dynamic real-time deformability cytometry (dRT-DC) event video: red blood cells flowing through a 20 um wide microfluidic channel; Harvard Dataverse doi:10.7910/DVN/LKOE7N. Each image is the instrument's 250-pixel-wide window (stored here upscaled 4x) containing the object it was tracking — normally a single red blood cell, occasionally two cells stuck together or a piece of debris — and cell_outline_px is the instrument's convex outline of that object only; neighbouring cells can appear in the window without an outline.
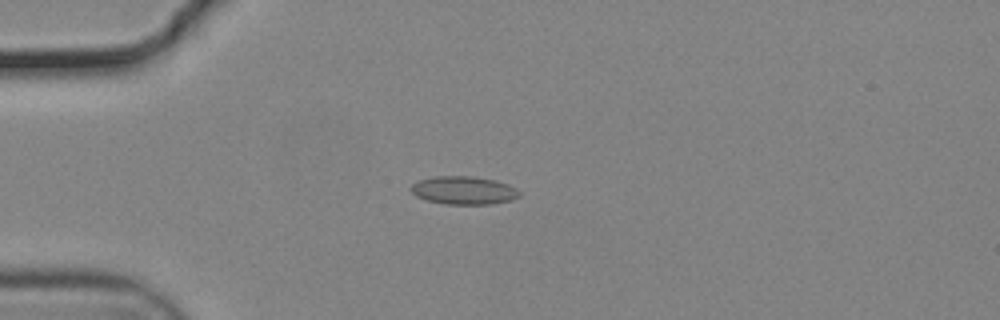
{"species": "common noctule bat (a hibernating species)", "species_latin": "Nyctalus noctula", "temperature_condition": "cold", "stored_images_in_passage": 19, "camera_frame_rate_fps": 3000, "um_per_image_px": 0.085, "animal": {"sex": "male", "body_mass_g": 19.2, "forearm_length_mm": 51.8}, "frame": {"image": 1, "passage_image": 16, "time_ms": 5.0, "image_size_px": [1000, 320], "cell_outline_px": [[520, 196], [512, 200], [492, 204], [444, 204], [428, 200], [416, 196], [408, 188], [412, 184], [420, 180], [436, 176], [472, 176], [492, 180], [508, 184], [516, 188], [520, 192]], "centroid_in_image_um": [39.42, 16.18], "position_along_channel_um": 45.6, "area_um2": 17.74}}